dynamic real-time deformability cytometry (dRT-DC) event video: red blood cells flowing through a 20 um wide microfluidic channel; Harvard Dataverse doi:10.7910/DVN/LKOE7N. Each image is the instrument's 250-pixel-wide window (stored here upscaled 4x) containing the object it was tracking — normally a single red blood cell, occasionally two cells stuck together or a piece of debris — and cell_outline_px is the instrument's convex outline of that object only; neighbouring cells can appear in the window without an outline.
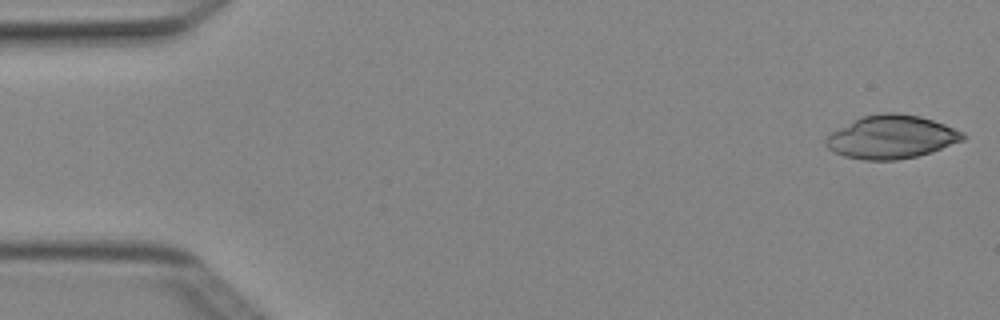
{"species": "Egyptian fruit bat (a non-hibernating species)", "species_latin": "Rousettus aegyptiacus", "temperature_condition": "cold", "stored_images_in_passage": 3, "camera_frame_rate_fps": 3000, "um_per_image_px": 0.085, "animal": {"sex": "female"}, "frame": {"image": 1, "passage_image": 1, "time_ms": 0.0, "image_size_px": [1000, 320], "cell_outline_px": [[968, 136], [964, 140], [932, 152], [916, 156], [896, 160], [864, 160], [844, 156], [828, 148], [824, 144], [824, 140], [832, 132], [860, 116], [880, 112], [896, 112], [920, 116], [944, 124], [964, 132]], "centroid_in_image_um": [75.79, 11.63], "position_along_channel_um": 9.2, "area_um2": 34.68}}